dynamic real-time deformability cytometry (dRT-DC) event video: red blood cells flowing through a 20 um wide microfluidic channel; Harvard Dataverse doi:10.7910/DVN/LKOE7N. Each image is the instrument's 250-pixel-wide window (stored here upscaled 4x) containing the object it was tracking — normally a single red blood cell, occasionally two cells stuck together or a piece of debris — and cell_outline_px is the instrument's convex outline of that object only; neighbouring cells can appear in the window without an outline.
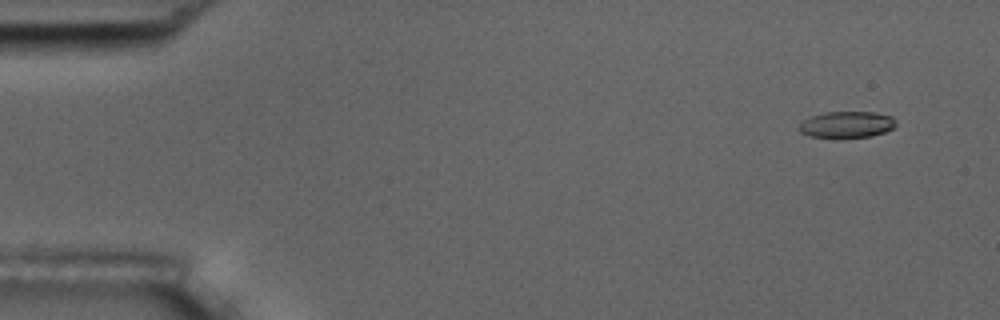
{"species": "common noctule bat (a hibernating species)", "species_latin": "Nyctalus noctula", "temperature_condition": "room temperature", "stored_images_in_passage": 53, "camera_frame_rate_fps": 3000, "um_per_image_px": 0.085, "animal": {"sex": "male", "body_mass_g": 17.5, "forearm_length_mm": 52.3}, "frame": {"image": 1, "passage_image": 1, "time_ms": 0.0, "image_size_px": [1000, 320], "cell_outline_px": [[896, 124], [892, 128], [884, 132], [872, 136], [836, 140], [808, 136], [800, 132], [796, 128], [800, 120], [824, 112], [876, 112], [892, 116], [896, 120]], "centroid_in_image_um": [71.9, 10.62], "position_along_channel_um": 13.1, "area_um2": 15.72}}
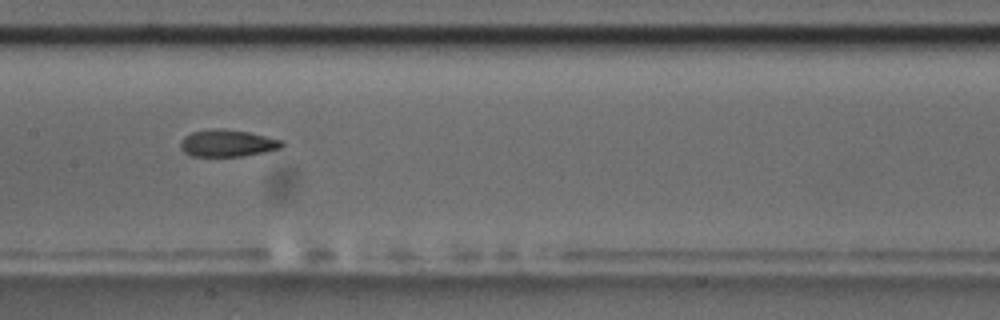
{"frame": {"image": 2, "passage_image": 25, "time_ms": 8.0, "image_size_px": [1000, 320], "cell_outline_px": [[284, 144], [280, 148], [264, 152], [244, 156], [192, 156], [184, 152], [180, 148], [180, 140], [184, 136], [192, 132], [216, 128], [224, 128], [248, 132], [284, 140]], "centroid_in_image_um": [19.32, 12.17], "position_along_channel_um": 188.1, "area_um2": 16.07}}
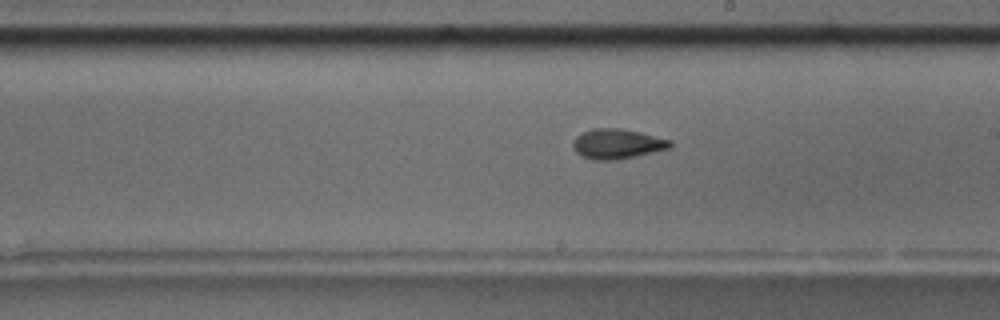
{"frame": {"image": 3, "passage_image": 29, "time_ms": 9.333, "image_size_px": [1000, 320], "cell_outline_px": [[672, 148], [612, 160], [592, 160], [580, 156], [572, 148], [572, 144], [576, 136], [592, 128], [620, 128], [672, 140]], "centroid_in_image_um": [52.43, 12.23], "position_along_channel_um": 236.6, "area_um2": 16.82}, "authors_computed_cell_mechanics": {"area_um2": 16.4152, "velocity_mm_per_s": 3.6499, "shape_relaxation_time_tau1_ms": 8.818, "shape_relaxation_time_tau2_ms": 3.2551, "deformation_change_tau1": 0.2199, "deformation_change_tau2": 0.1082}}